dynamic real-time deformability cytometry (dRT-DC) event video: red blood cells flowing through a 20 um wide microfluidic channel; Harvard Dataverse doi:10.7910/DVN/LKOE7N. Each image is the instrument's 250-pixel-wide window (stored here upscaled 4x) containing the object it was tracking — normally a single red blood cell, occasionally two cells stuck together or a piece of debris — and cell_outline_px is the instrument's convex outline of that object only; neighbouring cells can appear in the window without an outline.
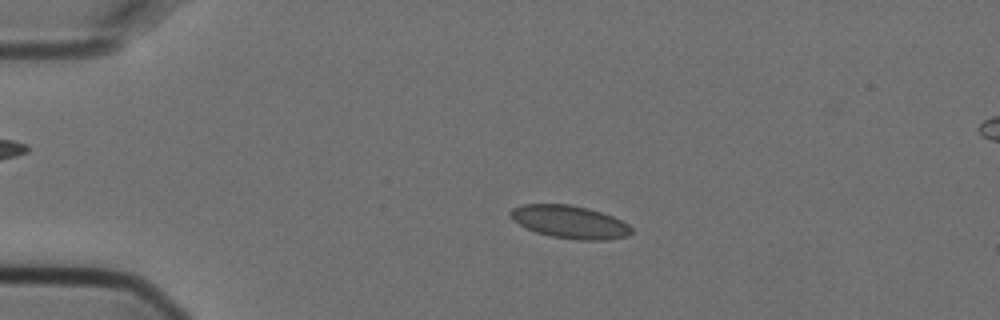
{"species": "Egyptian fruit bat (a non-hibernating species)", "species_latin": "Rousettus aegyptiacus", "temperature_condition": "cold", "stored_images_in_passage": 5, "camera_frame_rate_fps": 3000, "um_per_image_px": 0.085, "animal": {"sex": "female"}, "frame": {"image": 1, "passage_image": 2, "time_ms": 0.333, "image_size_px": [1000, 320], "cell_outline_px": [[632, 232], [628, 236], [608, 240], [576, 240], [552, 236], [536, 232], [524, 228], [512, 220], [508, 216], [508, 212], [512, 208], [524, 204], [568, 204], [588, 208], [612, 216], [628, 224], [632, 228]], "centroid_in_image_um": [48.39, 18.87], "position_along_channel_um": 36.6, "area_um2": 23.35}}
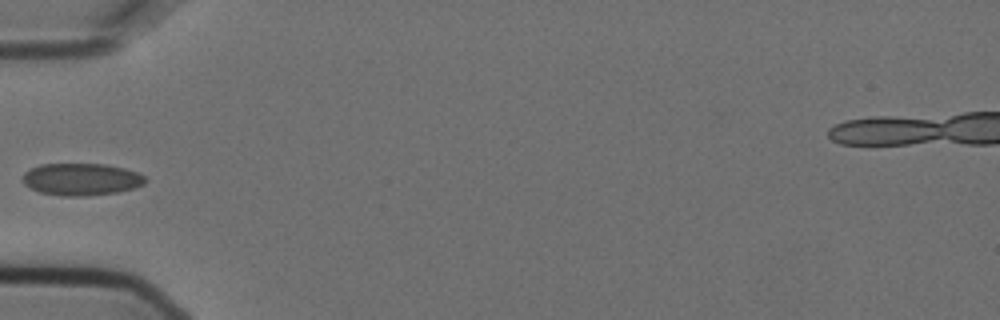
{"frame": {"image": 2, "passage_image": 4, "time_ms": 1.0, "image_size_px": [1000, 320], "cell_outline_px": [[148, 180], [144, 184], [136, 188], [116, 192], [88, 196], [60, 196], [40, 192], [24, 184], [20, 180], [24, 172], [28, 168], [40, 164], [104, 164], [124, 168], [136, 172], [144, 176]], "centroid_in_image_um": [6.88, 15.24], "position_along_channel_um": 78.1, "area_um2": 23.24}}
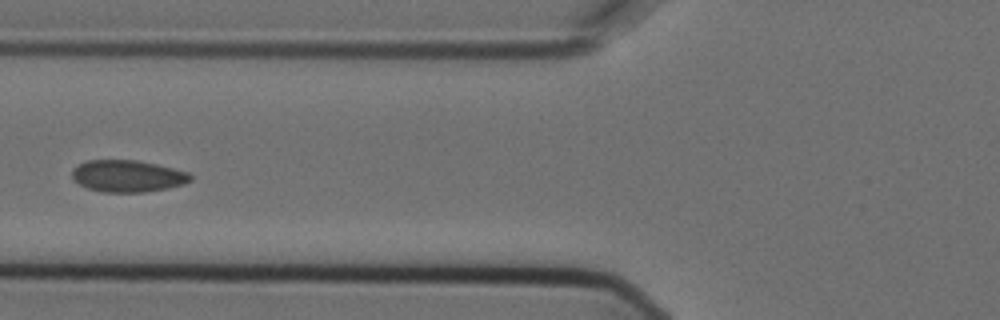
{"frame": {"image": 3, "passage_image": 5, "time_ms": 1.333, "image_size_px": [1000, 320], "cell_outline_px": [[192, 180], [184, 184], [168, 188], [144, 192], [104, 192], [88, 188], [72, 180], [72, 168], [76, 164], [88, 160], [136, 160], [156, 164], [188, 172], [192, 176]], "centroid_in_image_um": [10.82, 14.96], "position_along_channel_um": 115.0, "area_um2": 22.08}}